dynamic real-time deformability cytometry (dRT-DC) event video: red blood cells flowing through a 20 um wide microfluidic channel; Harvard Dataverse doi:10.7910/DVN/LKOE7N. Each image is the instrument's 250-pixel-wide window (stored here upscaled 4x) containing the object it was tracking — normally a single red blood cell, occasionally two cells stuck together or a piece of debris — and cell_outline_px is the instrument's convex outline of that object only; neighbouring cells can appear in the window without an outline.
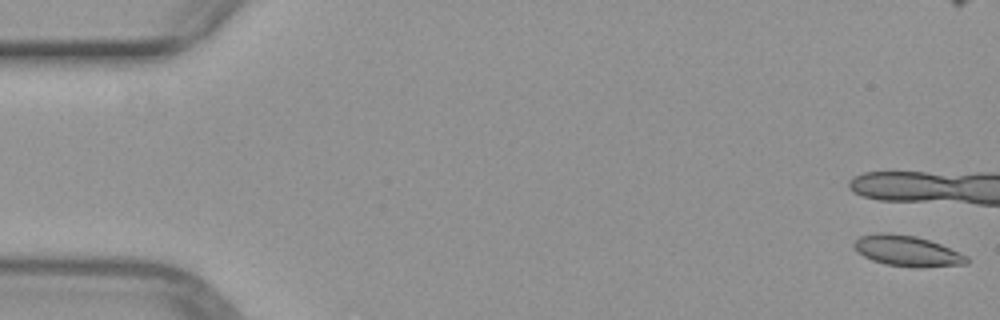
{"species": "common noctule bat (a hibernating species)", "species_latin": "Nyctalus noctula", "temperature_condition": "warm", "stored_images_in_passage": 8, "camera_frame_rate_fps": 3000, "um_per_image_px": 0.085, "animal": {"sex": "female", "body_mass_g": 29.2, "forearm_length_mm": 56.3}, "frame": {"image": 1, "passage_image": 1, "time_ms": 0.0, "image_size_px": [1000, 320], "cell_outline_px": [[968, 264], [920, 268], [912, 268], [884, 264], [872, 260], [864, 256], [856, 248], [856, 240], [860, 236], [880, 232], [888, 232], [916, 236], [940, 244], [968, 256]], "centroid_in_image_um": [77.15, 21.34], "position_along_channel_um": 7.8, "area_um2": 20.11}}